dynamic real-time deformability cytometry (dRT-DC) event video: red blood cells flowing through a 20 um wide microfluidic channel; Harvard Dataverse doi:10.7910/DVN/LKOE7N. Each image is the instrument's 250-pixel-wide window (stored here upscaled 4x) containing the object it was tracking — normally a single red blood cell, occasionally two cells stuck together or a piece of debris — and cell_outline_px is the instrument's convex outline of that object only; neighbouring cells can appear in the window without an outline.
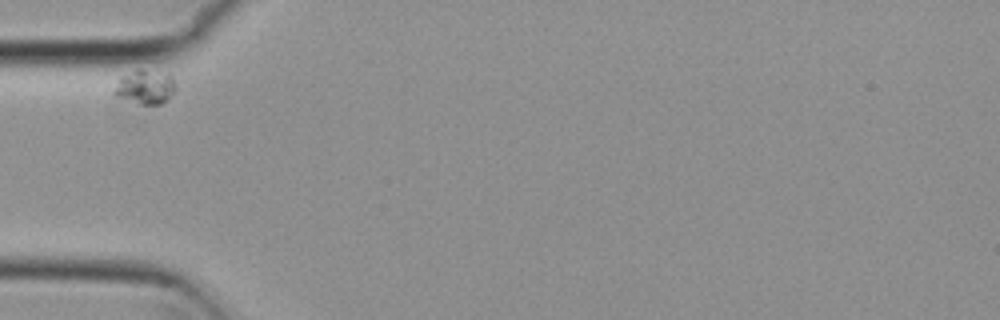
{"species": "common noctule bat (a hibernating species)", "species_latin": "Nyctalus noctula", "temperature_condition": "cold", "stored_images_in_passage": 2, "camera_frame_rate_fps": 3000, "um_per_image_px": 0.085, "animal": {"sex": "female", "body_mass_g": 29.2, "forearm_length_mm": 56.3}, "frame": {"image": 1, "passage_image": 1, "time_ms": 0.0, "image_size_px": [1000, 320], "cell_outline_px": [[176, 88], [168, 100], [160, 104], [140, 104], [116, 96], [112, 92], [120, 76], [136, 68], [140, 68], [172, 76], [176, 84]], "centroid_in_image_um": [12.32, 7.38], "position_along_channel_um": 72.7, "area_um2": 12.31}}